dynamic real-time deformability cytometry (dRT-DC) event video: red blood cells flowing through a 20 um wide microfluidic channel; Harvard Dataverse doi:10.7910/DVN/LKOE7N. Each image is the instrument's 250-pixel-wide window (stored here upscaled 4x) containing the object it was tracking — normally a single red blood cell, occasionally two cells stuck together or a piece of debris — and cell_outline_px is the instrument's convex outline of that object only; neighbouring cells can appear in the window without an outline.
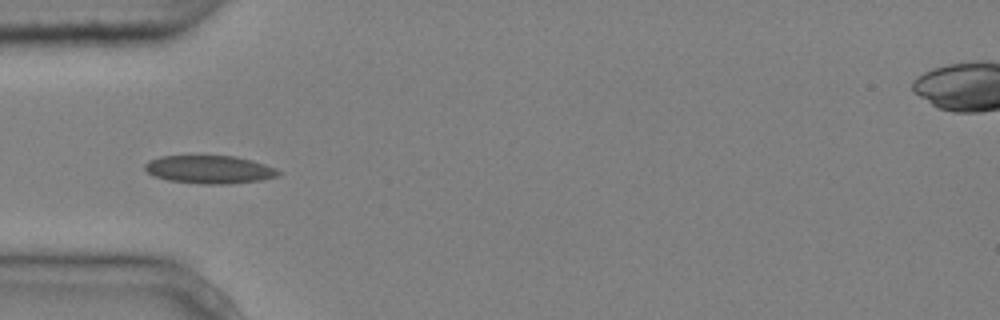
{"species": "common noctule bat (a hibernating species)", "species_latin": "Nyctalus noctula", "temperature_condition": "cold", "stored_images_in_passage": 8, "camera_frame_rate_fps": 3000, "um_per_image_px": 0.085, "animal": {"sex": "male", "body_mass_g": 20.4}, "frame": {"image": 1, "passage_image": 4, "time_ms": 1.0, "image_size_px": [1000, 320], "cell_outline_px": [[280, 176], [264, 180], [228, 184], [200, 184], [168, 180], [156, 176], [148, 172], [144, 168], [144, 164], [148, 160], [160, 156], [236, 156], [252, 160], [276, 168], [280, 172]], "centroid_in_image_um": [17.84, 14.41], "position_along_channel_um": 67.2, "area_um2": 21.96}}
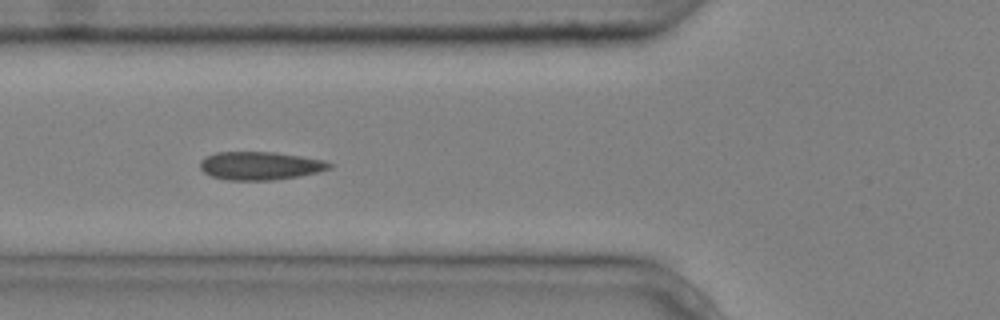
{"frame": {"image": 2, "passage_image": 5, "time_ms": 1.333, "image_size_px": [1000, 320], "cell_outline_px": [[336, 164], [332, 168], [320, 172], [300, 176], [272, 180], [228, 180], [212, 176], [204, 172], [200, 168], [200, 160], [204, 156], [216, 152], [276, 152], [324, 160]], "centroid_in_image_um": [22.15, 14.08], "position_along_channel_um": 103.7, "area_um2": 21.5}}
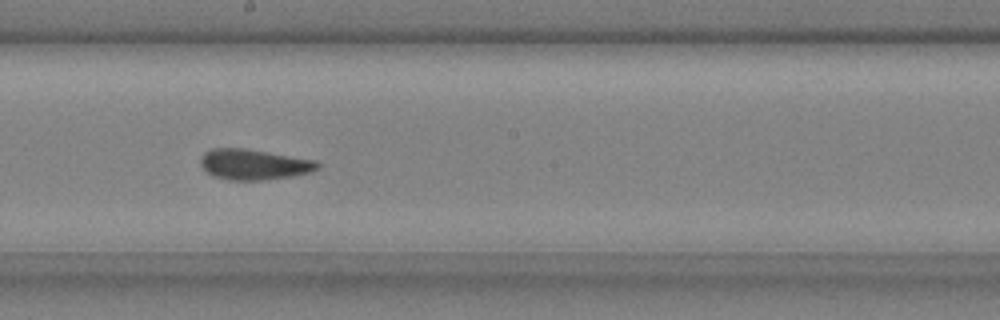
{"frame": {"image": 3, "passage_image": 8, "time_ms": 2.333, "image_size_px": [1000, 320], "cell_outline_px": [[320, 168], [312, 172], [292, 176], [260, 180], [228, 180], [212, 176], [200, 164], [200, 156], [204, 152], [212, 148], [244, 148], [316, 160], [320, 164]], "centroid_in_image_um": [21.58, 13.97], "position_along_channel_um": 226.6, "area_um2": 20.92}}